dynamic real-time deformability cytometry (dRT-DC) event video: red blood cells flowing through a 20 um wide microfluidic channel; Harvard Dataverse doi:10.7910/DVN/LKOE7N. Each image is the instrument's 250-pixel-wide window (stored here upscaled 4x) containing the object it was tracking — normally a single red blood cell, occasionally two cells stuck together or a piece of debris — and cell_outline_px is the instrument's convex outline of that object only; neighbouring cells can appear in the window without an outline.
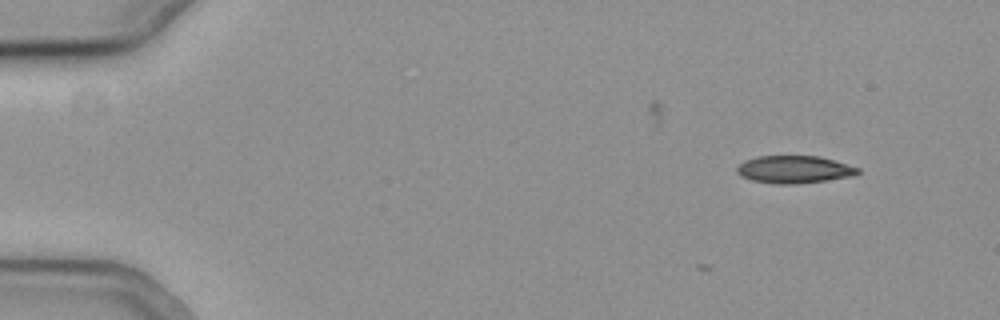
{"species": "common noctule bat (a hibernating species)", "species_latin": "Nyctalus noctula", "temperature_condition": "cold", "stored_images_in_passage": 2, "camera_frame_rate_fps": 3000, "um_per_image_px": 0.085, "animal": {"sex": "female", "body_mass_g": 19.3, "forearm_length_mm": 54.1}, "frame": {"image": 1, "passage_image": 2, "time_ms": 0.333, "image_size_px": [1000, 320], "cell_outline_px": [[860, 172], [848, 176], [828, 180], [792, 184], [776, 184], [752, 180], [740, 176], [736, 172], [736, 168], [744, 160], [760, 156], [820, 156], [860, 168]], "centroid_in_image_um": [67.47, 14.4], "position_along_channel_um": 17.5, "area_um2": 19.25}}